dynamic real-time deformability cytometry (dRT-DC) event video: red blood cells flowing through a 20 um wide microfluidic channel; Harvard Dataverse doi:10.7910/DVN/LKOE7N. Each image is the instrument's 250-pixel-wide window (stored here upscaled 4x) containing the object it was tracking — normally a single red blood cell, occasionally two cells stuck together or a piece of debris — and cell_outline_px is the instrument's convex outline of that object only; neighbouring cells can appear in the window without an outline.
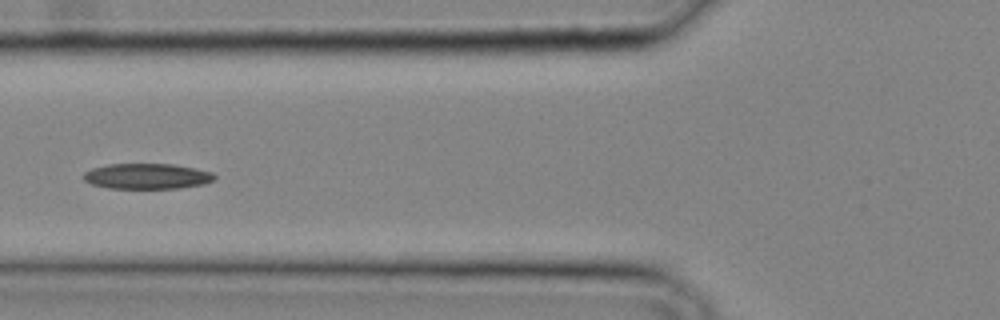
{"species": "common noctule bat (a hibernating species)", "species_latin": "Nyctalus noctula", "temperature_condition": "cold", "stored_images_in_passage": 26, "camera_frame_rate_fps": 3000, "um_per_image_px": 0.085, "animal": {"sex": "male", "body_mass_g": 20.4}, "frame": {"image": 1, "passage_image": 5, "time_ms": 1.333, "image_size_px": [1000, 320], "cell_outline_px": [[216, 176], [212, 180], [204, 184], [176, 188], [108, 188], [92, 184], [84, 180], [84, 172], [92, 168], [108, 164], [172, 164], [196, 168], [212, 172]], "centroid_in_image_um": [12.49, 14.97], "position_along_channel_um": 113.3, "area_um2": 19.36}}